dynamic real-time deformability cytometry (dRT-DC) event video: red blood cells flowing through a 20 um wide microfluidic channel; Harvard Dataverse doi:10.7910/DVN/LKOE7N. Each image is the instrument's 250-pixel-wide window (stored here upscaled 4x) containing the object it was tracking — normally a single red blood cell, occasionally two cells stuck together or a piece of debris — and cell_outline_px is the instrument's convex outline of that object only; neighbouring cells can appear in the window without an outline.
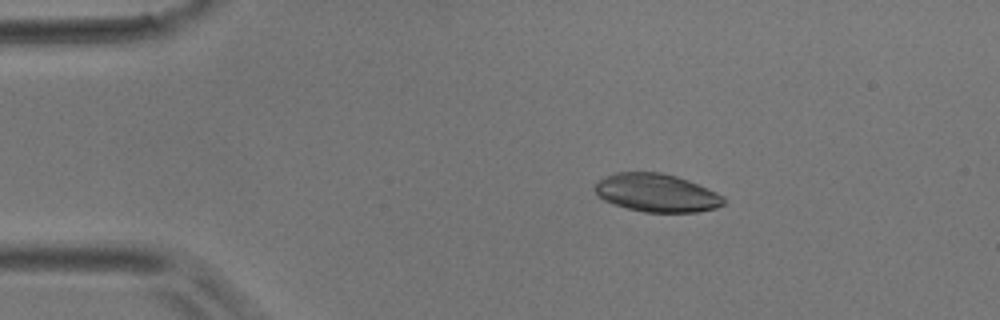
{"species": "common noctule bat (a hibernating species)", "species_latin": "Nyctalus noctula", "temperature_condition": "room temperature", "stored_images_in_passage": 4, "camera_frame_rate_fps": 3000, "um_per_image_px": 0.085, "animal": {"sex": "male", "body_mass_g": 17.9}, "frame": {"image": 1, "passage_image": 2, "time_ms": 0.333, "image_size_px": [1000, 320], "cell_outline_px": [[724, 204], [716, 208], [696, 212], [644, 212], [628, 208], [604, 200], [596, 192], [596, 184], [604, 176], [616, 172], [660, 172], [676, 176], [688, 180], [716, 192], [724, 196]], "centroid_in_image_um": [55.84, 16.39], "position_along_channel_um": 29.2, "area_um2": 28.32}}
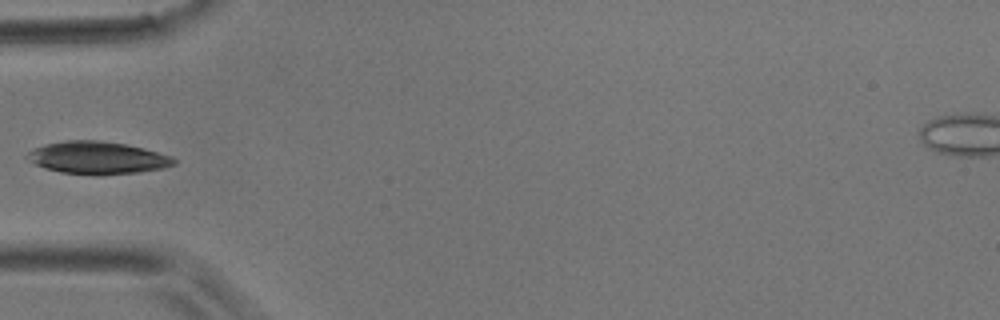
{"frame": {"image": 2, "passage_image": 4, "time_ms": 1.0, "image_size_px": [1000, 320], "cell_outline_px": [[176, 164], [164, 168], [140, 172], [100, 176], [96, 176], [60, 172], [44, 168], [28, 160], [24, 156], [28, 152], [44, 144], [64, 140], [100, 140], [124, 144], [172, 156], [176, 160]], "centroid_in_image_um": [8.26, 13.43], "position_along_channel_um": 76.7, "area_um2": 27.98}}